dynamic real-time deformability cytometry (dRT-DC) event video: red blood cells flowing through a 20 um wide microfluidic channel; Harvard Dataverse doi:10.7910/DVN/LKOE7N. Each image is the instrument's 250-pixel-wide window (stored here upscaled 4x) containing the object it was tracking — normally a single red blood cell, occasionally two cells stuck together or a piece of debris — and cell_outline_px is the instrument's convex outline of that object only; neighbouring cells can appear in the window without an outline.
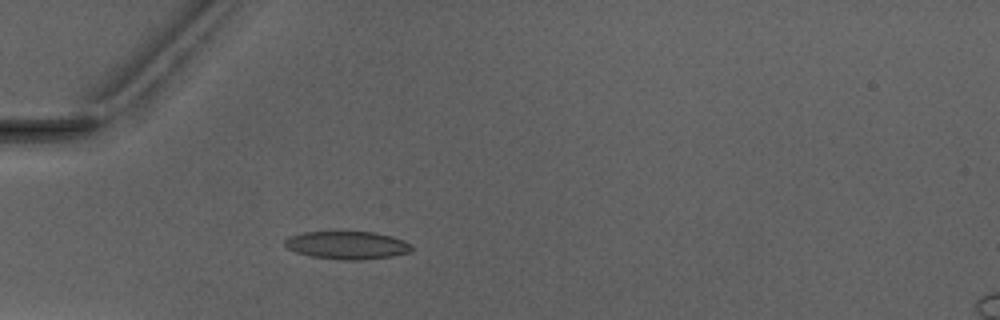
{"species": "Egyptian fruit bat (a non-hibernating species)", "species_latin": "Rousettus aegyptiacus", "temperature_condition": "warm", "stored_images_in_passage": 3, "camera_frame_rate_fps": 3000, "um_per_image_px": 0.085, "animal": {"sex": "male"}, "frame": {"image": 1, "passage_image": 3, "time_ms": 3.333, "image_size_px": [1000, 320], "cell_outline_px": [[412, 252], [392, 256], [364, 260], [340, 260], [312, 256], [296, 252], [288, 248], [284, 244], [284, 240], [292, 236], [304, 232], [376, 232], [392, 236], [404, 240], [412, 244]], "centroid_in_image_um": [29.57, 20.85], "position_along_channel_um": 55.4, "area_um2": 20.69}}